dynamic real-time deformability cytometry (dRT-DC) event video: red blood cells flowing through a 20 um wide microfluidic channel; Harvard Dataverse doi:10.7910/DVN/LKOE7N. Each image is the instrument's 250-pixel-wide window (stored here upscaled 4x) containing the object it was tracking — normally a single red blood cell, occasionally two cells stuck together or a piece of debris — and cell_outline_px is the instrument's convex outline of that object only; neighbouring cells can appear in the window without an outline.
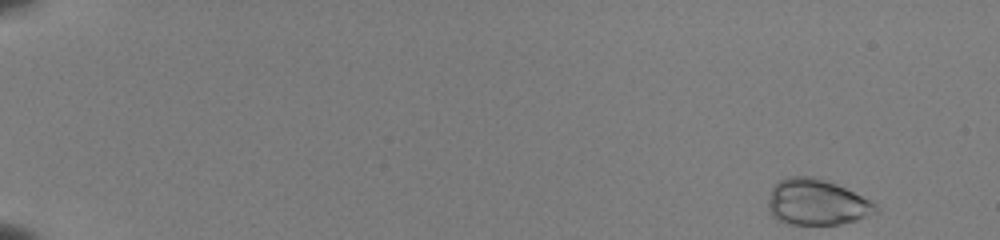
{"species": "common noctule bat (a hibernating species)", "species_latin": "Nyctalus noctula", "temperature_condition": "room temperature", "stored_images_in_passage": 50, "camera_frame_rate_fps": 3000, "um_per_image_px": 0.085, "animal": {"sex": "female", "body_mass_g": 22.0, "forearm_length_mm": 56.7}, "frame": {"image": 1, "passage_image": 1, "time_ms": 0.0, "image_size_px": [1000, 240], "cell_outline_px": [[880, 212], [856, 220], [840, 224], [788, 224], [780, 220], [768, 208], [768, 200], [772, 188], [780, 180], [788, 176], [816, 176], [836, 184], [876, 204], [880, 208]], "centroid_in_image_um": [69.44, 17.18], "position_along_channel_um": 15.6, "area_um2": 28.5}}
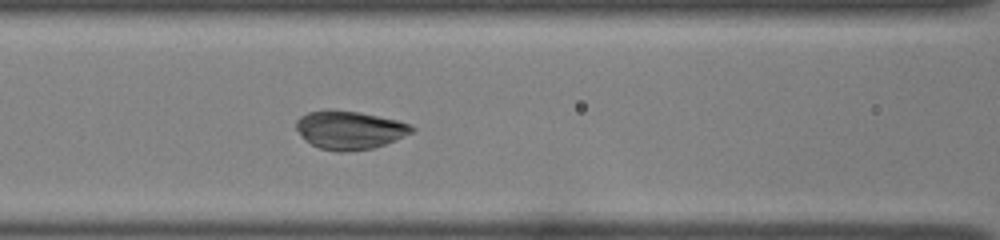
{"frame": {"image": 2, "passage_image": 23, "time_ms": 7.333, "image_size_px": [1000, 240], "cell_outline_px": [[416, 128], [412, 132], [396, 140], [372, 148], [344, 152], [340, 152], [320, 148], [304, 140], [296, 128], [296, 120], [300, 116], [308, 112], [328, 108], [332, 108], [360, 112], [396, 120], [408, 124]], "centroid_in_image_um": [29.67, 11.03], "position_along_channel_um": 136.9, "area_um2": 25.95}}
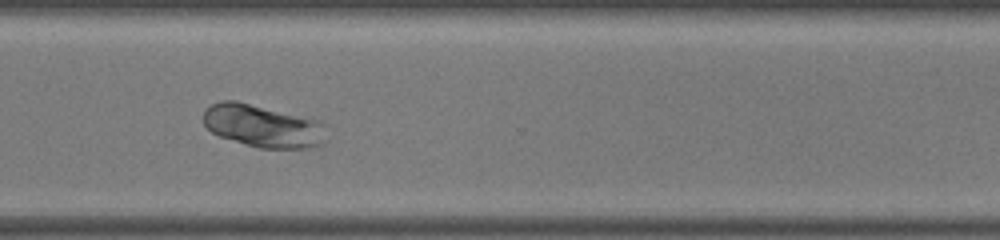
{"frame": {"image": 3, "passage_image": 39, "time_ms": 12.667, "image_size_px": [1000, 240], "cell_outline_px": [[328, 140], [324, 144], [312, 148], [260, 148], [220, 136], [212, 132], [204, 124], [204, 112], [212, 104], [220, 100], [236, 100], [320, 120], [328, 124]], "centroid_in_image_um": [22.46, 10.71], "position_along_channel_um": 348.1, "area_um2": 31.04}, "authors_computed_cell_mechanics": {"area_um2": 27.3972, "velocity_mm_per_s": 3.9651, "shape_relaxation_time_tau1_ms": 1.4719, "shape_relaxation_time_tau2_ms": null, "deformation_change_tau1": 0.0544, "deformation_change_tau2": null}}